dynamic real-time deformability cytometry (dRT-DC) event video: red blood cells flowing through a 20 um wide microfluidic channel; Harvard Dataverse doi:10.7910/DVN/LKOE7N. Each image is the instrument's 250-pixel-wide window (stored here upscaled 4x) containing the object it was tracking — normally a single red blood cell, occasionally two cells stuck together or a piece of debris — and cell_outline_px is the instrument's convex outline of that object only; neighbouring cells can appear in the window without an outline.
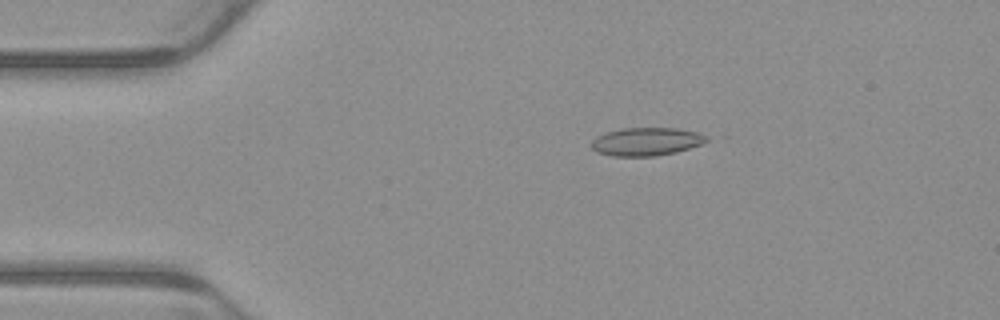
{"species": "common noctule bat (a hibernating species)", "species_latin": "Nyctalus noctula", "temperature_condition": "warm", "stored_images_in_passage": 5, "camera_frame_rate_fps": 3000, "um_per_image_px": 0.085, "animal": {"sex": "male", "body_mass_g": 23.1, "forearm_length_mm": 52.7}, "frame": {"image": 1, "passage_image": 2, "time_ms": 0.333, "image_size_px": [1000, 320], "cell_outline_px": [[708, 140], [700, 144], [676, 152], [656, 156], [612, 156], [596, 152], [592, 148], [592, 140], [596, 136], [608, 132], [624, 128], [676, 128], [696, 132], [708, 136]], "centroid_in_image_um": [54.92, 12.04], "position_along_channel_um": 30.1, "area_um2": 18.73}}
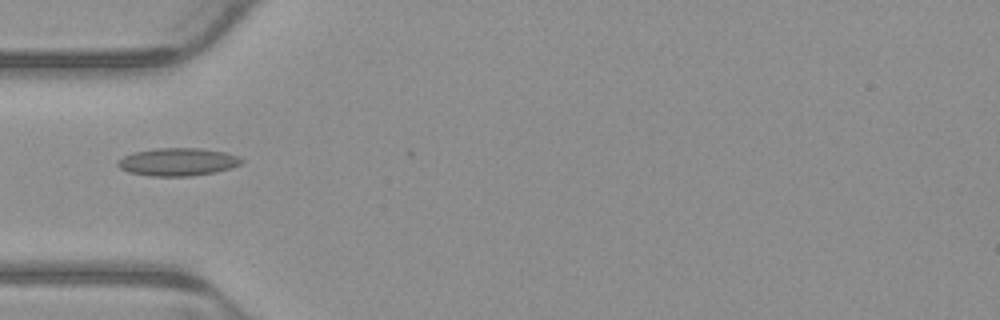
{"frame": {"image": 2, "passage_image": 4, "time_ms": 1.0, "image_size_px": [1000, 320], "cell_outline_px": [[244, 160], [240, 164], [232, 168], [216, 172], [192, 176], [152, 176], [128, 172], [120, 168], [116, 164], [116, 160], [132, 152], [156, 148], [200, 148], [224, 152], [236, 156]], "centroid_in_image_um": [15.08, 13.76], "position_along_channel_um": 69.9, "area_um2": 20.17}}
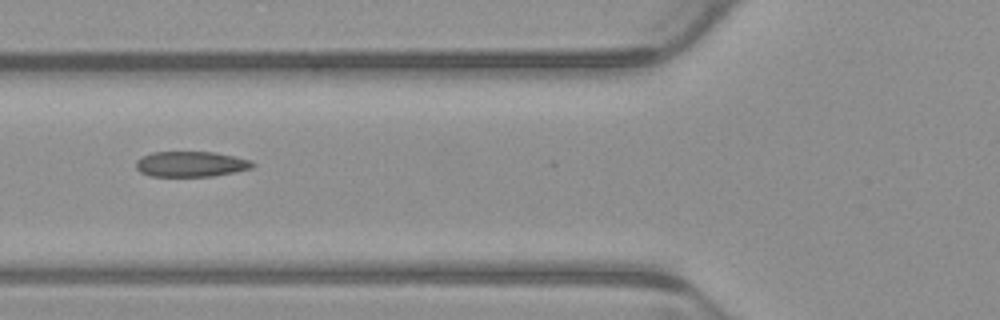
{"frame": {"image": 3, "passage_image": 5, "time_ms": 1.333, "image_size_px": [1000, 320], "cell_outline_px": [[256, 164], [252, 168], [236, 172], [212, 176], [148, 176], [140, 172], [136, 168], [136, 160], [140, 156], [152, 152], [216, 152], [252, 160]], "centroid_in_image_um": [16.23, 13.94], "position_along_channel_um": 109.6, "area_um2": 17.51}}